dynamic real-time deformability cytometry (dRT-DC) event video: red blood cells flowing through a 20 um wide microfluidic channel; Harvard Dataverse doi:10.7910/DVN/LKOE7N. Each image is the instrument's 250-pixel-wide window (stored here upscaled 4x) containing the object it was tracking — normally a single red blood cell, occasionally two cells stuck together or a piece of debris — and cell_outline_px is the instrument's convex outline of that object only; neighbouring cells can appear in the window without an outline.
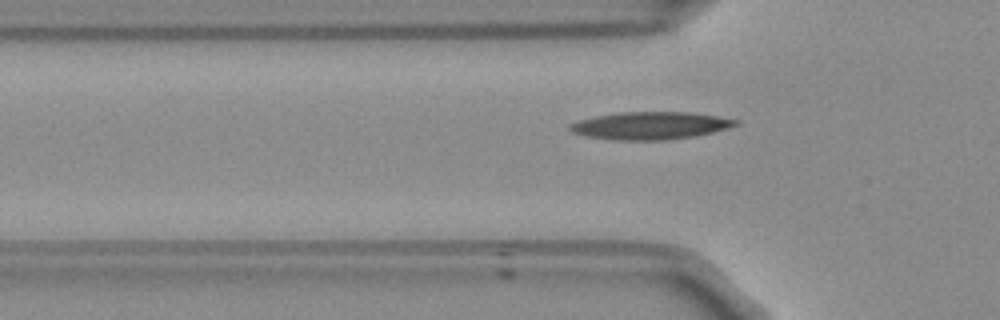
{"species": "Egyptian fruit bat (a non-hibernating species)", "species_latin": "Rousettus aegyptiacus", "temperature_condition": "room temperature", "stored_images_in_passage": 35, "camera_frame_rate_fps": 3000, "um_per_image_px": 0.085, "frame": {"image": 1, "passage_image": 4, "time_ms": 1.0, "image_size_px": [1000, 320], "cell_outline_px": [[740, 124], [728, 128], [696, 136], [664, 140], [616, 140], [584, 136], [572, 132], [568, 128], [568, 124], [580, 120], [596, 116], [620, 112], [692, 112], [740, 120]], "centroid_in_image_um": [55.28, 10.68], "position_along_channel_um": 70.5, "area_um2": 26.7}}
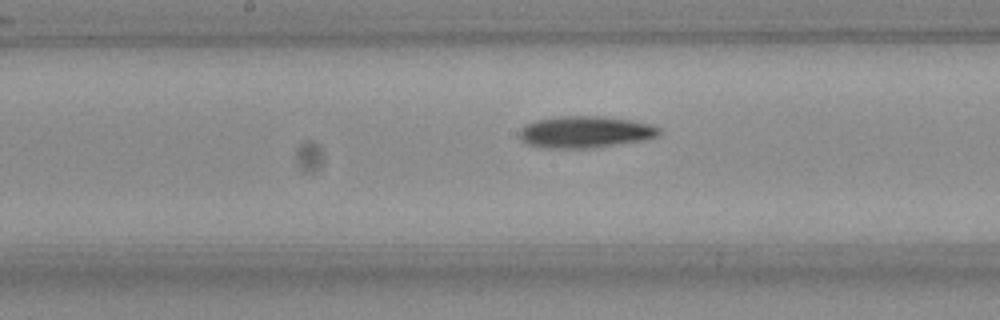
{"frame": {"image": 2, "passage_image": 14, "time_ms": 4.333, "image_size_px": [1000, 320], "cell_outline_px": [[660, 136], [644, 140], [592, 148], [548, 148], [528, 144], [520, 140], [520, 128], [536, 120], [560, 116], [604, 116], [632, 120], [648, 124], [660, 128]], "centroid_in_image_um": [49.76, 11.22], "position_along_channel_um": 198.4, "area_um2": 25.84}}
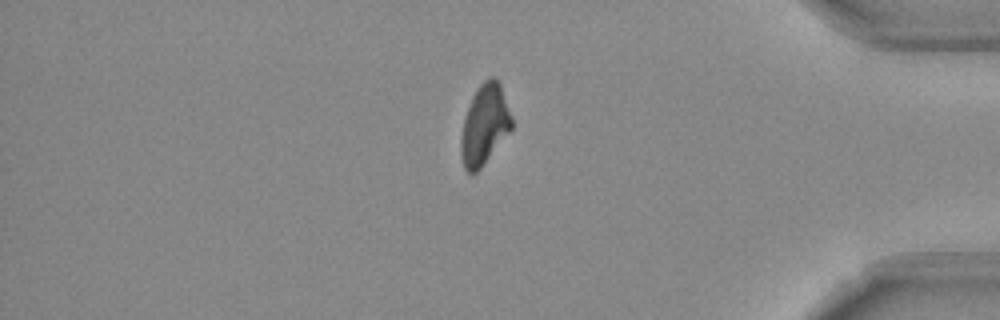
{"frame": {"image": 3, "passage_image": 32, "time_ms": 10.333, "image_size_px": [1000, 320], "cell_outline_px": [[512, 128], [480, 168], [476, 172], [468, 172], [464, 168], [460, 152], [460, 140], [464, 116], [472, 96], [480, 84], [488, 76], [496, 76], [500, 84], [512, 120]], "centroid_in_image_um": [41.16, 10.57], "position_along_channel_um": 394.0, "area_um2": 23.41}, "authors_computed_cell_mechanics": {"area_um2": 24.3916, "velocity_mm_per_s": 3.8034, "shape_relaxation_time_tau1_ms": 6.6599, "shape_relaxation_time_tau2_ms": null, "deformation_change_tau1": 0.1977, "deformation_change_tau2": null}}